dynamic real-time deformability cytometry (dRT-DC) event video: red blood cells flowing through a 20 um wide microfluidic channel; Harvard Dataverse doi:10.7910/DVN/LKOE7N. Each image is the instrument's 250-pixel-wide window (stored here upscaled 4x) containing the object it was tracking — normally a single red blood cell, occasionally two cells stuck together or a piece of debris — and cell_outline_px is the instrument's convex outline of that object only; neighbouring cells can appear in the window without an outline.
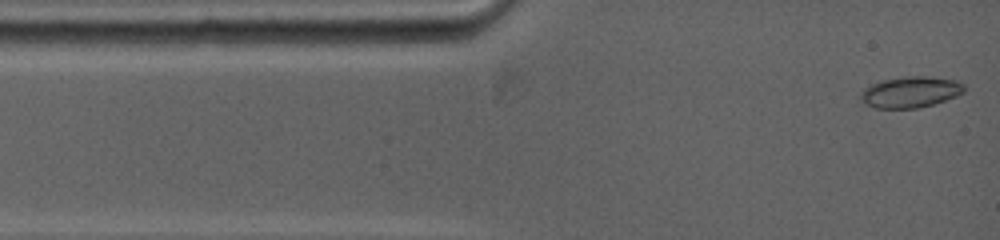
{"species": "common noctule bat (a hibernating species)", "species_latin": "Nyctalus noctula", "temperature_condition": "warm", "stored_images_in_passage": 8, "camera_frame_rate_fps": 5000, "um_per_image_px": 0.085, "animal": {"sex": "female", "body_mass_g": 19.0, "forearm_length_mm": 53.3}, "frame": {"image": 1, "passage_image": 1, "time_ms": 0.0, "image_size_px": [1000, 240], "cell_outline_px": [[964, 92], [956, 96], [932, 104], [916, 108], [876, 108], [860, 100], [860, 92], [864, 88], [880, 80], [904, 76], [924, 76], [956, 80], [964, 84]], "centroid_in_image_um": [77.37, 7.81], "position_along_channel_um": 7.6, "area_um2": 18.67}}
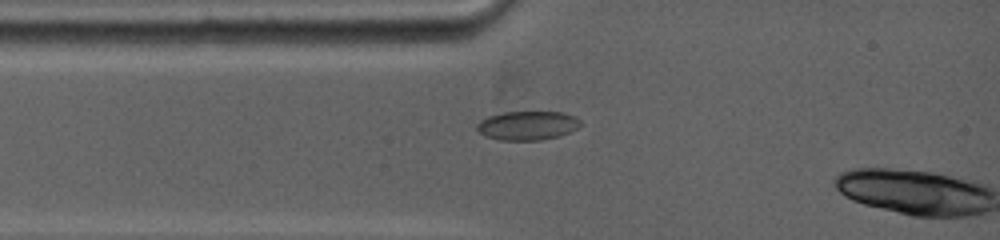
{"frame": {"image": 2, "passage_image": 7, "time_ms": 2.0, "image_size_px": [1000, 240], "cell_outline_px": [[580, 124], [576, 128], [560, 136], [540, 140], [500, 140], [484, 136], [476, 128], [476, 124], [480, 120], [488, 116], [504, 112], [564, 112], [576, 116], [580, 120]], "centroid_in_image_um": [44.82, 10.66], "position_along_channel_um": 40.2, "area_um2": 17.51}}